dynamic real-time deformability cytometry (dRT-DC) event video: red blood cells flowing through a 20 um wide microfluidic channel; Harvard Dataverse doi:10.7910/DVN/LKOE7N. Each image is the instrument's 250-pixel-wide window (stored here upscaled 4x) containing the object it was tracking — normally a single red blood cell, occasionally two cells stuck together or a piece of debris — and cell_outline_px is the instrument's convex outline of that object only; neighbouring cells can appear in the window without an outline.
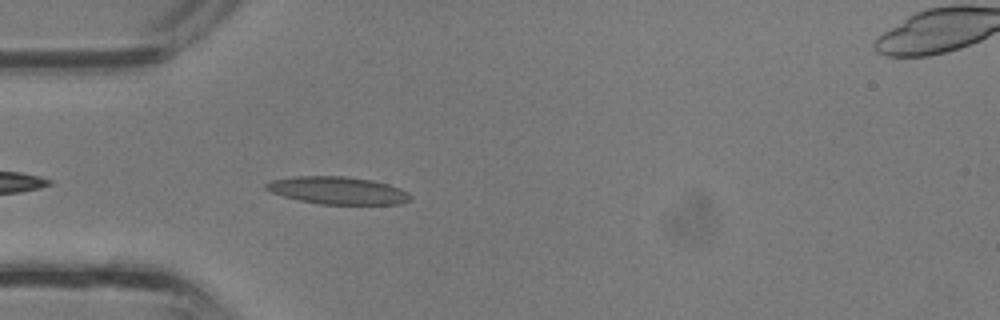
{"species": "common noctule bat (a hibernating species)", "species_latin": "Nyctalus noctula", "temperature_condition": "room temperature", "stored_images_in_passage": 18, "camera_frame_rate_fps": 3000, "um_per_image_px": 0.085, "animal": {"sex": "male", "body_mass_g": 13.3}, "frame": {"image": 1, "passage_image": 2, "time_ms": 0.333, "image_size_px": [1000, 320], "cell_outline_px": [[412, 196], [408, 200], [400, 204], [320, 204], [300, 200], [284, 196], [272, 192], [264, 188], [264, 184], [272, 180], [296, 176], [344, 176], [372, 180], [388, 184], [400, 188], [408, 192]], "centroid_in_image_um": [28.71, 16.18], "position_along_channel_um": 56.3, "area_um2": 23.0}}
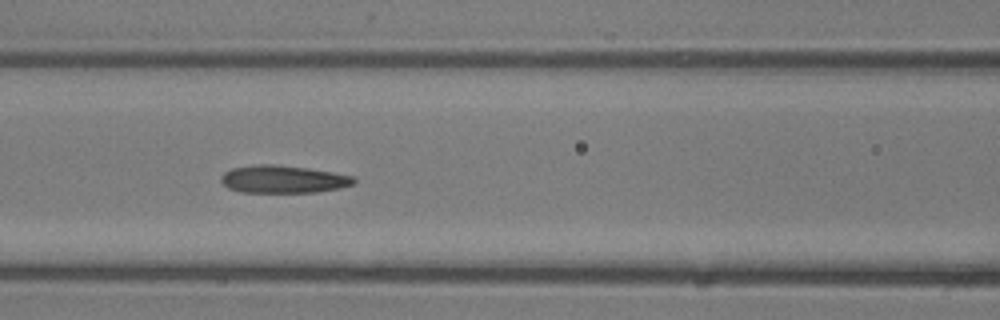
{"frame": {"image": 2, "passage_image": 7, "time_ms": 2.0, "image_size_px": [1000, 320], "cell_outline_px": [[356, 180], [352, 184], [340, 188], [316, 192], [240, 192], [228, 188], [220, 180], [220, 176], [224, 172], [232, 168], [256, 164], [272, 164], [308, 168], [332, 172], [352, 176]], "centroid_in_image_um": [24.03, 15.23], "position_along_channel_um": 142.6, "area_um2": 21.33}}
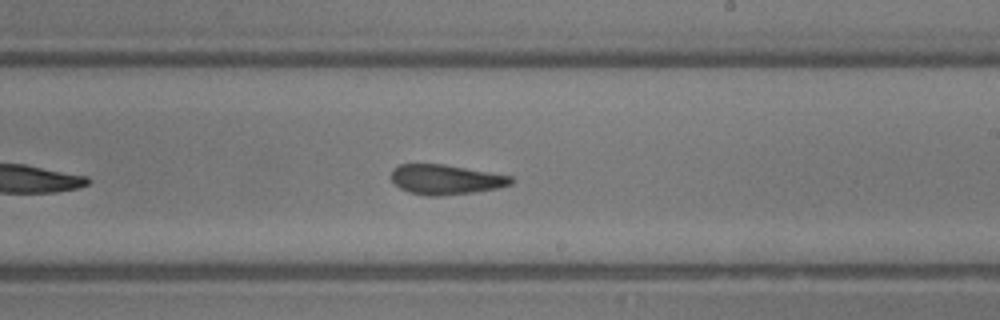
{"frame": {"image": 3, "passage_image": 13, "time_ms": 4.0, "image_size_px": [1000, 320], "cell_outline_px": [[516, 180], [512, 184], [500, 188], [472, 192], [440, 196], [428, 196], [408, 192], [400, 188], [392, 180], [392, 168], [400, 164], [444, 164], [512, 176]], "centroid_in_image_um": [37.92, 15.26], "position_along_channel_um": 251.1, "area_um2": 20.92}}